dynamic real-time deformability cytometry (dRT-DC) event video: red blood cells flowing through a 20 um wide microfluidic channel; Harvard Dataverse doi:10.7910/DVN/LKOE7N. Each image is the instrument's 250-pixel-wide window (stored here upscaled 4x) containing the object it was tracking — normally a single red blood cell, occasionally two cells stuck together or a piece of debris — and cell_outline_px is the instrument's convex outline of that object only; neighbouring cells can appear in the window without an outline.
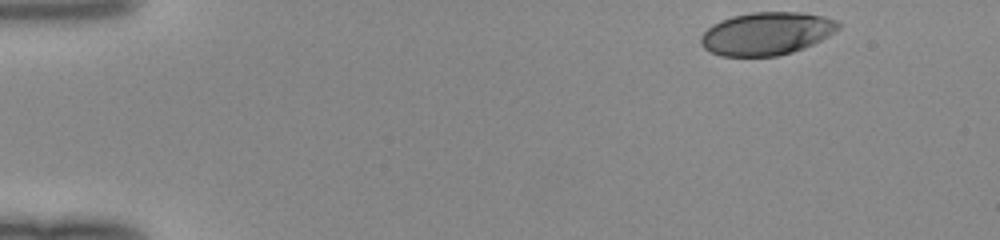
{"species": "human", "species_latin": "Homo sapiens", "temperature_condition": "room temperature", "stored_images_in_passage": 44, "camera_frame_rate_fps": 3000, "um_per_image_px": 0.085, "donor": {"sex": "female"}, "frame": {"image": 1, "passage_image": 1, "time_ms": 0.0, "image_size_px": [1000, 240], "cell_outline_px": [[840, 28], [828, 36], [804, 48], [792, 52], [776, 56], [720, 56], [704, 48], [700, 44], [700, 36], [712, 24], [720, 20], [732, 16], [752, 12], [800, 12], [824, 16], [836, 20], [840, 24]], "centroid_in_image_um": [65.15, 2.85], "position_along_channel_um": 19.9, "area_um2": 34.39}}
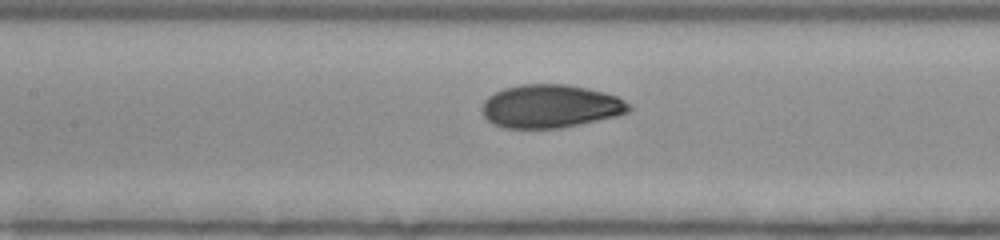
{"frame": {"image": 2, "passage_image": 19, "time_ms": 6.0, "image_size_px": [1000, 240], "cell_outline_px": [[632, 108], [628, 112], [616, 116], [560, 128], [504, 128], [492, 124], [484, 116], [480, 108], [484, 100], [488, 96], [504, 88], [520, 84], [568, 84], [588, 88], [604, 92], [616, 96], [624, 100]], "centroid_in_image_um": [46.75, 9.03], "position_along_channel_um": 160.6, "area_um2": 37.11}}
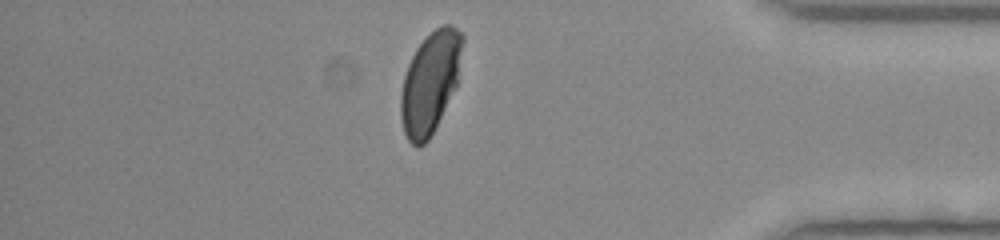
{"frame": {"image": 3, "passage_image": 38, "time_ms": 12.333, "image_size_px": [1000, 240], "cell_outline_px": [[464, 40], [456, 88], [428, 140], [424, 144], [416, 148], [408, 140], [404, 132], [400, 116], [400, 96], [404, 76], [408, 64], [416, 48], [436, 28], [444, 24], [448, 24], [456, 28], [464, 36]], "centroid_in_image_um": [36.56, 7.02], "position_along_channel_um": 398.6, "area_um2": 36.36}}